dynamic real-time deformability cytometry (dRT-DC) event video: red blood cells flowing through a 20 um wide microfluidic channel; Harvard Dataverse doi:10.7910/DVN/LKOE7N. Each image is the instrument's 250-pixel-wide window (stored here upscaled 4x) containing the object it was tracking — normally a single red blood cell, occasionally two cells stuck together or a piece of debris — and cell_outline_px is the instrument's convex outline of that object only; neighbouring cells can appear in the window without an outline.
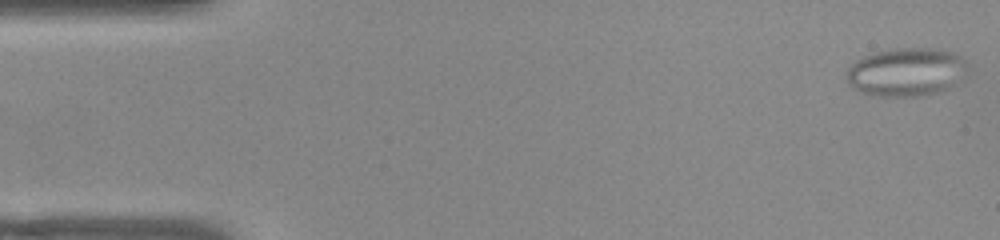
{"species": "common noctule bat (a hibernating species)", "species_latin": "Nyctalus noctula", "temperature_condition": "warm", "stored_images_in_passage": 52, "camera_frame_rate_fps": 3000, "um_per_image_px": 0.085, "animal": {"sex": "female", "body_mass_g": 22.0, "forearm_length_mm": 56.7}, "frame": {"image": 1, "passage_image": 1, "time_ms": 0.0, "image_size_px": [1000, 240], "cell_outline_px": [[964, 68], [948, 88], [940, 92], [920, 96], [872, 96], [860, 92], [848, 84], [848, 68], [856, 60], [872, 52], [892, 48], [932, 48], [952, 52], [960, 56], [964, 60]], "centroid_in_image_um": [76.93, 6.11], "position_along_channel_um": 8.1, "area_um2": 33.58}}
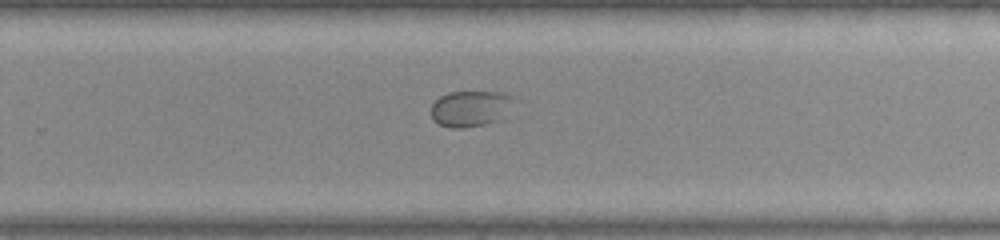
{"frame": {"image": 2, "passage_image": 33, "time_ms": 10.667, "image_size_px": [1000, 240], "cell_outline_px": [[516, 100], [504, 120], [464, 128], [448, 128], [432, 120], [432, 104], [440, 96], [448, 92], [500, 92], [516, 96]], "centroid_in_image_um": [40.07, 9.23], "position_along_channel_um": 289.7, "area_um2": 17.86}}
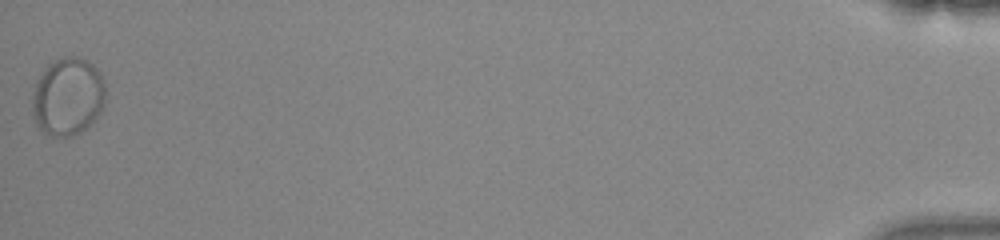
{"frame": {"image": 3, "passage_image": 52, "time_ms": 17.0, "image_size_px": [1000, 240], "cell_outline_px": [[104, 104], [100, 112], [80, 132], [68, 136], [52, 136], [44, 132], [36, 124], [32, 116], [32, 96], [36, 80], [44, 68], [48, 64], [56, 60], [68, 56], [80, 56], [92, 64], [100, 72], [104, 84]], "centroid_in_image_um": [5.73, 8.19], "position_along_channel_um": 429.5, "area_um2": 33.12}}